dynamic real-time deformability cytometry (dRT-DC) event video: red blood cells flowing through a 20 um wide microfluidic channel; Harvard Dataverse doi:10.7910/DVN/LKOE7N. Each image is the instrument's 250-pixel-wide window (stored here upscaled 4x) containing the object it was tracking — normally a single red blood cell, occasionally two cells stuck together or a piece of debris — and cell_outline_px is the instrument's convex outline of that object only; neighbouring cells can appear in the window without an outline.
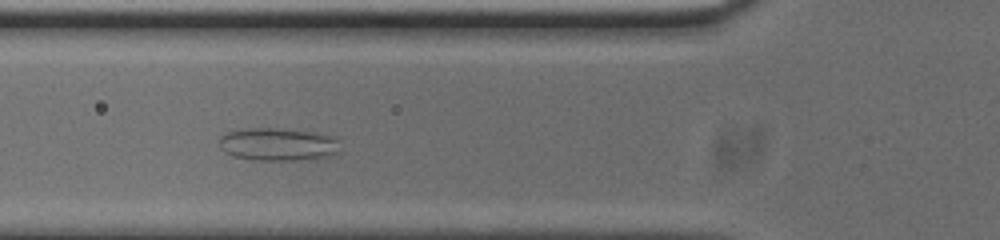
{"species": "common noctule bat (a hibernating species)", "species_latin": "Nyctalus noctula", "temperature_condition": "cold", "stored_images_in_passage": 52, "camera_frame_rate_fps": 3000, "um_per_image_px": 0.085, "animal": {"sex": "male", "body_mass_g": 20.0, "forearm_length_mm": 53.3}, "frame": {"image": 1, "passage_image": 17, "time_ms": 5.333, "image_size_px": [1000, 240], "cell_outline_px": [[336, 152], [328, 156], [316, 160], [252, 160], [236, 156], [224, 152], [220, 148], [220, 136], [228, 132], [248, 128], [280, 128], [312, 132], [332, 136], [336, 140]], "centroid_in_image_um": [23.59, 12.28], "position_along_channel_um": 102.2, "area_um2": 23.0}}
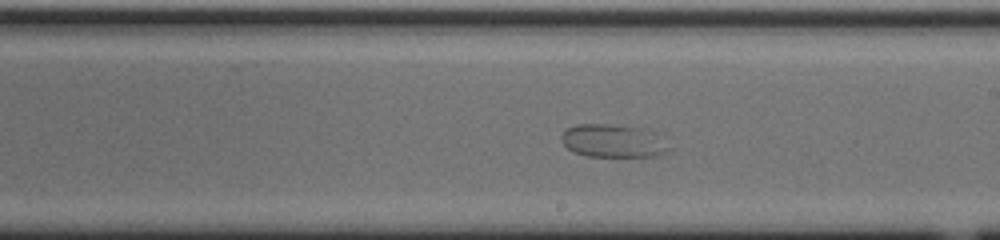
{"frame": {"image": 2, "passage_image": 28, "time_ms": 9.0, "image_size_px": [1000, 240], "cell_outline_px": [[672, 148], [664, 152], [652, 156], [588, 156], [576, 152], [568, 148], [560, 140], [560, 136], [568, 128], [576, 124], [608, 124], [640, 128]], "centroid_in_image_um": [51.99, 11.98], "position_along_channel_um": 237.0, "area_um2": 19.88}}
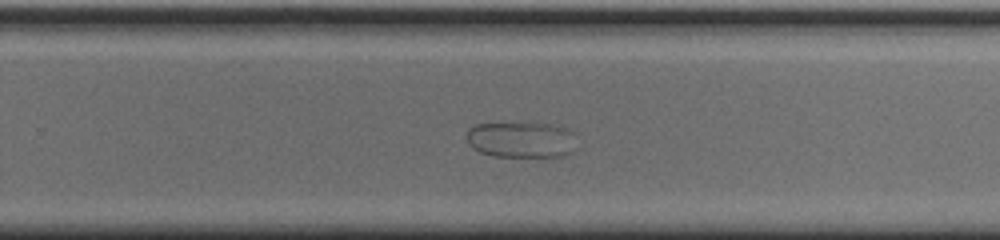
{"frame": {"image": 3, "passage_image": 32, "time_ms": 10.333, "image_size_px": [1000, 240], "cell_outline_px": [[572, 152], [564, 156], [492, 156], [480, 152], [472, 148], [468, 144], [468, 128], [476, 124], [552, 124], [568, 128], [572, 132]], "centroid_in_image_um": [44.27, 11.88], "position_along_channel_um": 285.5, "area_um2": 22.6}}